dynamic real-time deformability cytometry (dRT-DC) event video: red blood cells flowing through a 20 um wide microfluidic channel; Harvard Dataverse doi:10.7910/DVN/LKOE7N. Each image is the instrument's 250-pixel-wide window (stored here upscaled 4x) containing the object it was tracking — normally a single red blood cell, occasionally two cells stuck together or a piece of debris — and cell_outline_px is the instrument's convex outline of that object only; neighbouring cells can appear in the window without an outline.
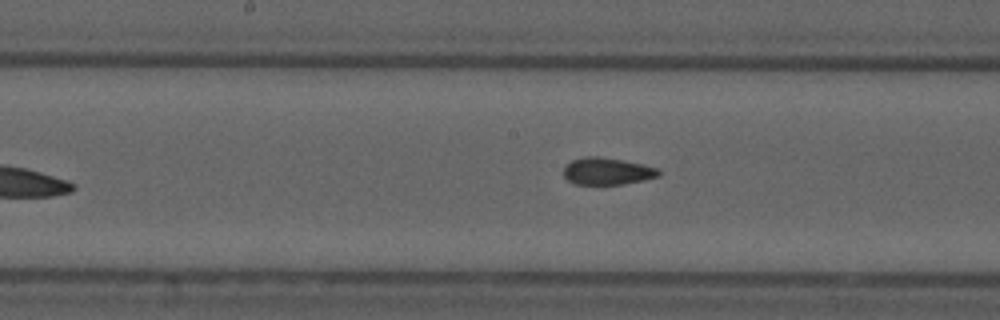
{"species": "common noctule bat (a hibernating species)", "species_latin": "Nyctalus noctula", "temperature_condition": "cold", "stored_images_in_passage": 8, "camera_frame_rate_fps": 3000, "um_per_image_px": 0.085, "animal": {"sex": "male", "forearm_length_mm": 52.5}, "frame": {"image": 1, "passage_image": 8, "time_ms": 8.333, "image_size_px": [1000, 320], "cell_outline_px": [[660, 176], [644, 180], [624, 184], [576, 184], [568, 180], [564, 176], [564, 168], [572, 160], [584, 156], [600, 156], [624, 160], [644, 164], [660, 168]], "centroid_in_image_um": [51.66, 14.54], "position_along_channel_um": 196.5, "area_um2": 15.14}}